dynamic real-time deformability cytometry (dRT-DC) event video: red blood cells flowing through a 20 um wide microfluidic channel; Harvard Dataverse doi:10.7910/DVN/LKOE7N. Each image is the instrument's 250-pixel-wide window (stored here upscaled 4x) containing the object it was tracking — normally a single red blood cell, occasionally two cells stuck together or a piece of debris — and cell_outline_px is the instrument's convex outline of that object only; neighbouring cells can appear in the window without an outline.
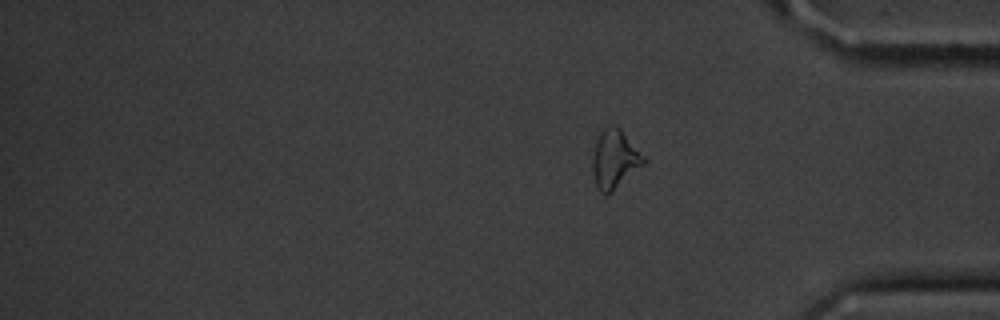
{"species": "common noctule bat (a hibernating species)", "species_latin": "Nyctalus noctula", "temperature_condition": "cold", "stored_images_in_passage": 16, "segment_of_instrument_passage": [2, 2], "camera_frame_rate_fps": 3000, "um_per_image_px": 0.085, "animal": {"sex": "male", "body_mass_g": 20.1, "forearm_length_mm": 53.5}, "frame": {"image": 1, "passage_image": 16, "time_ms": 19.333, "image_size_px": [1000, 320], "cell_outline_px": [[648, 160], [644, 164], [612, 192], [600, 192], [596, 184], [592, 172], [592, 156], [596, 140], [600, 132], [604, 128], [612, 124], [620, 128]], "centroid_in_image_um": [52.24, 13.5], "position_along_channel_um": 383.0, "area_um2": 17.4}}